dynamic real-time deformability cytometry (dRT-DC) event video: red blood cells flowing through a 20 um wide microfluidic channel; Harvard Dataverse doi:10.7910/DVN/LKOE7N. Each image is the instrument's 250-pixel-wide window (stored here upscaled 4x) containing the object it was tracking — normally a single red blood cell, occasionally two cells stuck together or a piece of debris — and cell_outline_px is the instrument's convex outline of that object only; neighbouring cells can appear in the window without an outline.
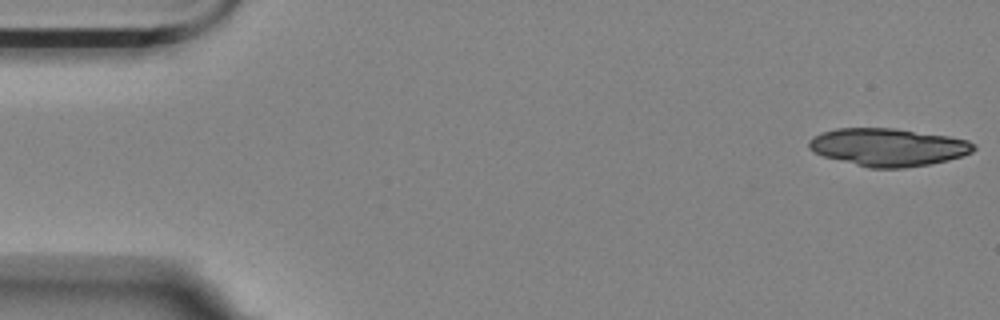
{"species": "Egyptian fruit bat (a non-hibernating species)", "species_latin": "Rousettus aegyptiacus", "temperature_condition": "room temperature", "stored_images_in_passage": 11, "camera_frame_rate_fps": 3000, "um_per_image_px": 0.085, "animal": {"sex": "female"}, "frame": {"image": 1, "passage_image": 1, "time_ms": 0.0, "image_size_px": [1000, 320], "cell_outline_px": [[976, 148], [972, 152], [964, 156], [948, 160], [928, 164], [904, 168], [868, 168], [824, 156], [812, 152], [808, 148], [808, 140], [812, 136], [820, 132], [836, 128], [896, 128], [948, 136], [968, 140], [976, 144]], "centroid_in_image_um": [75.47, 12.5], "position_along_channel_um": 9.5, "area_um2": 36.59}}